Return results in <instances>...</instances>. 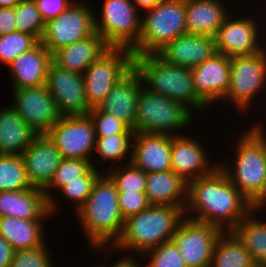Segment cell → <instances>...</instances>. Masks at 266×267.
Here are the masks:
<instances>
[{
	"label": "cell",
	"instance_id": "1",
	"mask_svg": "<svg viewBox=\"0 0 266 267\" xmlns=\"http://www.w3.org/2000/svg\"><path fill=\"white\" fill-rule=\"evenodd\" d=\"M254 208L220 166L188 183L185 215L212 224L223 232L232 231Z\"/></svg>",
	"mask_w": 266,
	"mask_h": 267
},
{
	"label": "cell",
	"instance_id": "2",
	"mask_svg": "<svg viewBox=\"0 0 266 267\" xmlns=\"http://www.w3.org/2000/svg\"><path fill=\"white\" fill-rule=\"evenodd\" d=\"M75 214L92 249H108L121 237L125 220L119 209L118 191L104 172L97 178L89 197Z\"/></svg>",
	"mask_w": 266,
	"mask_h": 267
},
{
	"label": "cell",
	"instance_id": "3",
	"mask_svg": "<svg viewBox=\"0 0 266 267\" xmlns=\"http://www.w3.org/2000/svg\"><path fill=\"white\" fill-rule=\"evenodd\" d=\"M251 127L237 140L233 168L225 162L219 166L251 204L263 210L266 207V133L262 123Z\"/></svg>",
	"mask_w": 266,
	"mask_h": 267
},
{
	"label": "cell",
	"instance_id": "4",
	"mask_svg": "<svg viewBox=\"0 0 266 267\" xmlns=\"http://www.w3.org/2000/svg\"><path fill=\"white\" fill-rule=\"evenodd\" d=\"M185 217L181 207L151 204L124 222L121 237L112 248L120 251L133 250L140 256L172 240L173 234Z\"/></svg>",
	"mask_w": 266,
	"mask_h": 267
},
{
	"label": "cell",
	"instance_id": "5",
	"mask_svg": "<svg viewBox=\"0 0 266 267\" xmlns=\"http://www.w3.org/2000/svg\"><path fill=\"white\" fill-rule=\"evenodd\" d=\"M134 68L150 92L176 101L190 112L191 108L194 110L208 108L195 92L190 69L166 63L157 54L134 56Z\"/></svg>",
	"mask_w": 266,
	"mask_h": 267
},
{
	"label": "cell",
	"instance_id": "6",
	"mask_svg": "<svg viewBox=\"0 0 266 267\" xmlns=\"http://www.w3.org/2000/svg\"><path fill=\"white\" fill-rule=\"evenodd\" d=\"M141 17L138 55L156 54L175 38L186 34V1L164 0Z\"/></svg>",
	"mask_w": 266,
	"mask_h": 267
},
{
	"label": "cell",
	"instance_id": "7",
	"mask_svg": "<svg viewBox=\"0 0 266 267\" xmlns=\"http://www.w3.org/2000/svg\"><path fill=\"white\" fill-rule=\"evenodd\" d=\"M191 119L192 113L183 105L163 95L150 92L145 86L142 87L137 102L135 132L180 135L175 131L188 127L192 122Z\"/></svg>",
	"mask_w": 266,
	"mask_h": 267
},
{
	"label": "cell",
	"instance_id": "8",
	"mask_svg": "<svg viewBox=\"0 0 266 267\" xmlns=\"http://www.w3.org/2000/svg\"><path fill=\"white\" fill-rule=\"evenodd\" d=\"M98 18L94 14L95 32L112 48H126L138 56L141 15L132 0H104Z\"/></svg>",
	"mask_w": 266,
	"mask_h": 267
},
{
	"label": "cell",
	"instance_id": "9",
	"mask_svg": "<svg viewBox=\"0 0 266 267\" xmlns=\"http://www.w3.org/2000/svg\"><path fill=\"white\" fill-rule=\"evenodd\" d=\"M134 67L133 52L110 47L83 74L88 105L97 107L117 82Z\"/></svg>",
	"mask_w": 266,
	"mask_h": 267
},
{
	"label": "cell",
	"instance_id": "10",
	"mask_svg": "<svg viewBox=\"0 0 266 267\" xmlns=\"http://www.w3.org/2000/svg\"><path fill=\"white\" fill-rule=\"evenodd\" d=\"M265 85V86H264ZM266 88V47L253 55L230 58V79L227 95L223 100L233 102L241 111L254 102L256 95ZM244 110V111H243Z\"/></svg>",
	"mask_w": 266,
	"mask_h": 267
},
{
	"label": "cell",
	"instance_id": "11",
	"mask_svg": "<svg viewBox=\"0 0 266 267\" xmlns=\"http://www.w3.org/2000/svg\"><path fill=\"white\" fill-rule=\"evenodd\" d=\"M95 12L87 3L75 1L59 16L45 23L40 42L53 54L58 49L95 33Z\"/></svg>",
	"mask_w": 266,
	"mask_h": 267
},
{
	"label": "cell",
	"instance_id": "12",
	"mask_svg": "<svg viewBox=\"0 0 266 267\" xmlns=\"http://www.w3.org/2000/svg\"><path fill=\"white\" fill-rule=\"evenodd\" d=\"M45 135L62 158L90 160L97 168L91 156L95 152L96 135L89 115L61 116Z\"/></svg>",
	"mask_w": 266,
	"mask_h": 267
},
{
	"label": "cell",
	"instance_id": "13",
	"mask_svg": "<svg viewBox=\"0 0 266 267\" xmlns=\"http://www.w3.org/2000/svg\"><path fill=\"white\" fill-rule=\"evenodd\" d=\"M223 231L208 223L184 217L172 241L187 267H210L214 245Z\"/></svg>",
	"mask_w": 266,
	"mask_h": 267
},
{
	"label": "cell",
	"instance_id": "14",
	"mask_svg": "<svg viewBox=\"0 0 266 267\" xmlns=\"http://www.w3.org/2000/svg\"><path fill=\"white\" fill-rule=\"evenodd\" d=\"M46 87L61 116L88 115L83 75L61 68L51 61L47 70Z\"/></svg>",
	"mask_w": 266,
	"mask_h": 267
},
{
	"label": "cell",
	"instance_id": "15",
	"mask_svg": "<svg viewBox=\"0 0 266 267\" xmlns=\"http://www.w3.org/2000/svg\"><path fill=\"white\" fill-rule=\"evenodd\" d=\"M13 100L12 106L38 135H45L61 117L46 85L13 89Z\"/></svg>",
	"mask_w": 266,
	"mask_h": 267
},
{
	"label": "cell",
	"instance_id": "16",
	"mask_svg": "<svg viewBox=\"0 0 266 267\" xmlns=\"http://www.w3.org/2000/svg\"><path fill=\"white\" fill-rule=\"evenodd\" d=\"M232 18L228 15L215 35L217 52L232 58L253 55L266 47L260 43L262 33H259L260 28L256 18L250 16Z\"/></svg>",
	"mask_w": 266,
	"mask_h": 267
},
{
	"label": "cell",
	"instance_id": "17",
	"mask_svg": "<svg viewBox=\"0 0 266 267\" xmlns=\"http://www.w3.org/2000/svg\"><path fill=\"white\" fill-rule=\"evenodd\" d=\"M184 135L172 136L171 170L189 183L209 175L219 166V163L210 164L205 147L194 137Z\"/></svg>",
	"mask_w": 266,
	"mask_h": 267
},
{
	"label": "cell",
	"instance_id": "18",
	"mask_svg": "<svg viewBox=\"0 0 266 267\" xmlns=\"http://www.w3.org/2000/svg\"><path fill=\"white\" fill-rule=\"evenodd\" d=\"M197 95L210 107L223 101L229 89L230 58L217 52L201 65L191 69Z\"/></svg>",
	"mask_w": 266,
	"mask_h": 267
},
{
	"label": "cell",
	"instance_id": "19",
	"mask_svg": "<svg viewBox=\"0 0 266 267\" xmlns=\"http://www.w3.org/2000/svg\"><path fill=\"white\" fill-rule=\"evenodd\" d=\"M139 72L133 67L97 105V108L113 115L135 132V117L139 93L144 85Z\"/></svg>",
	"mask_w": 266,
	"mask_h": 267
},
{
	"label": "cell",
	"instance_id": "20",
	"mask_svg": "<svg viewBox=\"0 0 266 267\" xmlns=\"http://www.w3.org/2000/svg\"><path fill=\"white\" fill-rule=\"evenodd\" d=\"M216 53L215 37L186 33L169 42L156 54L166 63L191 70Z\"/></svg>",
	"mask_w": 266,
	"mask_h": 267
},
{
	"label": "cell",
	"instance_id": "21",
	"mask_svg": "<svg viewBox=\"0 0 266 267\" xmlns=\"http://www.w3.org/2000/svg\"><path fill=\"white\" fill-rule=\"evenodd\" d=\"M32 187L44 190L63 159L46 135H38L21 155Z\"/></svg>",
	"mask_w": 266,
	"mask_h": 267
},
{
	"label": "cell",
	"instance_id": "22",
	"mask_svg": "<svg viewBox=\"0 0 266 267\" xmlns=\"http://www.w3.org/2000/svg\"><path fill=\"white\" fill-rule=\"evenodd\" d=\"M172 136L135 132L131 162L145 173L171 170Z\"/></svg>",
	"mask_w": 266,
	"mask_h": 267
},
{
	"label": "cell",
	"instance_id": "23",
	"mask_svg": "<svg viewBox=\"0 0 266 267\" xmlns=\"http://www.w3.org/2000/svg\"><path fill=\"white\" fill-rule=\"evenodd\" d=\"M50 215L49 201L42 189L32 187L26 190L0 192V217L43 220Z\"/></svg>",
	"mask_w": 266,
	"mask_h": 267
},
{
	"label": "cell",
	"instance_id": "24",
	"mask_svg": "<svg viewBox=\"0 0 266 267\" xmlns=\"http://www.w3.org/2000/svg\"><path fill=\"white\" fill-rule=\"evenodd\" d=\"M51 61L52 54L41 42L19 55L8 65L13 89L46 85L47 70Z\"/></svg>",
	"mask_w": 266,
	"mask_h": 267
},
{
	"label": "cell",
	"instance_id": "25",
	"mask_svg": "<svg viewBox=\"0 0 266 267\" xmlns=\"http://www.w3.org/2000/svg\"><path fill=\"white\" fill-rule=\"evenodd\" d=\"M186 32L215 37L225 18L231 14L222 0H185Z\"/></svg>",
	"mask_w": 266,
	"mask_h": 267
},
{
	"label": "cell",
	"instance_id": "26",
	"mask_svg": "<svg viewBox=\"0 0 266 267\" xmlns=\"http://www.w3.org/2000/svg\"><path fill=\"white\" fill-rule=\"evenodd\" d=\"M109 48L104 39L95 32L84 40L58 49L52 54V61L61 68L83 75Z\"/></svg>",
	"mask_w": 266,
	"mask_h": 267
},
{
	"label": "cell",
	"instance_id": "27",
	"mask_svg": "<svg viewBox=\"0 0 266 267\" xmlns=\"http://www.w3.org/2000/svg\"><path fill=\"white\" fill-rule=\"evenodd\" d=\"M188 183L172 170L146 173L145 194L150 204L181 207L187 205Z\"/></svg>",
	"mask_w": 266,
	"mask_h": 267
},
{
	"label": "cell",
	"instance_id": "28",
	"mask_svg": "<svg viewBox=\"0 0 266 267\" xmlns=\"http://www.w3.org/2000/svg\"><path fill=\"white\" fill-rule=\"evenodd\" d=\"M37 136L12 105L0 109V154L22 155Z\"/></svg>",
	"mask_w": 266,
	"mask_h": 267
},
{
	"label": "cell",
	"instance_id": "29",
	"mask_svg": "<svg viewBox=\"0 0 266 267\" xmlns=\"http://www.w3.org/2000/svg\"><path fill=\"white\" fill-rule=\"evenodd\" d=\"M43 220H24L16 217H0V235L14 251L42 246L44 237Z\"/></svg>",
	"mask_w": 266,
	"mask_h": 267
},
{
	"label": "cell",
	"instance_id": "30",
	"mask_svg": "<svg viewBox=\"0 0 266 267\" xmlns=\"http://www.w3.org/2000/svg\"><path fill=\"white\" fill-rule=\"evenodd\" d=\"M257 210L260 209L255 207L232 232L243 243L254 263L262 265L266 264V221L255 217Z\"/></svg>",
	"mask_w": 266,
	"mask_h": 267
},
{
	"label": "cell",
	"instance_id": "31",
	"mask_svg": "<svg viewBox=\"0 0 266 267\" xmlns=\"http://www.w3.org/2000/svg\"><path fill=\"white\" fill-rule=\"evenodd\" d=\"M210 267H256L243 243L232 232H222L218 237Z\"/></svg>",
	"mask_w": 266,
	"mask_h": 267
},
{
	"label": "cell",
	"instance_id": "32",
	"mask_svg": "<svg viewBox=\"0 0 266 267\" xmlns=\"http://www.w3.org/2000/svg\"><path fill=\"white\" fill-rule=\"evenodd\" d=\"M92 163L90 160L63 158L60 165L56 169L50 184L43 190L49 201V212H56L57 202L54 196L51 195V190L59 191L68 181L78 180V177L83 176L90 168Z\"/></svg>",
	"mask_w": 266,
	"mask_h": 267
},
{
	"label": "cell",
	"instance_id": "33",
	"mask_svg": "<svg viewBox=\"0 0 266 267\" xmlns=\"http://www.w3.org/2000/svg\"><path fill=\"white\" fill-rule=\"evenodd\" d=\"M32 188L21 155L0 154V192Z\"/></svg>",
	"mask_w": 266,
	"mask_h": 267
},
{
	"label": "cell",
	"instance_id": "34",
	"mask_svg": "<svg viewBox=\"0 0 266 267\" xmlns=\"http://www.w3.org/2000/svg\"><path fill=\"white\" fill-rule=\"evenodd\" d=\"M133 137L134 134H113L105 137H96L95 154L97 153L102 158L96 163L110 160V163L112 162L110 167H112L116 161L117 163L119 161L124 162L123 159L127 157H129L127 162H131Z\"/></svg>",
	"mask_w": 266,
	"mask_h": 267
},
{
	"label": "cell",
	"instance_id": "35",
	"mask_svg": "<svg viewBox=\"0 0 266 267\" xmlns=\"http://www.w3.org/2000/svg\"><path fill=\"white\" fill-rule=\"evenodd\" d=\"M40 41L29 33L10 32L0 36V62L9 65L24 52L34 48Z\"/></svg>",
	"mask_w": 266,
	"mask_h": 267
},
{
	"label": "cell",
	"instance_id": "36",
	"mask_svg": "<svg viewBox=\"0 0 266 267\" xmlns=\"http://www.w3.org/2000/svg\"><path fill=\"white\" fill-rule=\"evenodd\" d=\"M117 168V169H116ZM109 169L106 173L116 185L118 192H145L146 173L132 162Z\"/></svg>",
	"mask_w": 266,
	"mask_h": 267
},
{
	"label": "cell",
	"instance_id": "37",
	"mask_svg": "<svg viewBox=\"0 0 266 267\" xmlns=\"http://www.w3.org/2000/svg\"><path fill=\"white\" fill-rule=\"evenodd\" d=\"M15 24L17 31L34 35L40 41L45 22L34 0H22L15 7Z\"/></svg>",
	"mask_w": 266,
	"mask_h": 267
},
{
	"label": "cell",
	"instance_id": "38",
	"mask_svg": "<svg viewBox=\"0 0 266 267\" xmlns=\"http://www.w3.org/2000/svg\"><path fill=\"white\" fill-rule=\"evenodd\" d=\"M101 173L99 168L92 166L83 176L78 177V180L68 181L59 190V193H62L67 200L74 202L75 210L78 211L89 197L92 187Z\"/></svg>",
	"mask_w": 266,
	"mask_h": 267
},
{
	"label": "cell",
	"instance_id": "39",
	"mask_svg": "<svg viewBox=\"0 0 266 267\" xmlns=\"http://www.w3.org/2000/svg\"><path fill=\"white\" fill-rule=\"evenodd\" d=\"M141 256L143 258L149 257V260L146 259L148 262L145 267H187L180 251L172 240L160 244Z\"/></svg>",
	"mask_w": 266,
	"mask_h": 267
},
{
	"label": "cell",
	"instance_id": "40",
	"mask_svg": "<svg viewBox=\"0 0 266 267\" xmlns=\"http://www.w3.org/2000/svg\"><path fill=\"white\" fill-rule=\"evenodd\" d=\"M88 115L93 122L96 137L135 133L124 122L109 113L100 111L97 107L92 108Z\"/></svg>",
	"mask_w": 266,
	"mask_h": 267
},
{
	"label": "cell",
	"instance_id": "41",
	"mask_svg": "<svg viewBox=\"0 0 266 267\" xmlns=\"http://www.w3.org/2000/svg\"><path fill=\"white\" fill-rule=\"evenodd\" d=\"M46 243L33 249L14 251L9 267H53Z\"/></svg>",
	"mask_w": 266,
	"mask_h": 267
},
{
	"label": "cell",
	"instance_id": "42",
	"mask_svg": "<svg viewBox=\"0 0 266 267\" xmlns=\"http://www.w3.org/2000/svg\"><path fill=\"white\" fill-rule=\"evenodd\" d=\"M118 204L124 220L151 205L145 192H118Z\"/></svg>",
	"mask_w": 266,
	"mask_h": 267
},
{
	"label": "cell",
	"instance_id": "43",
	"mask_svg": "<svg viewBox=\"0 0 266 267\" xmlns=\"http://www.w3.org/2000/svg\"><path fill=\"white\" fill-rule=\"evenodd\" d=\"M42 19L48 22L63 13L73 0H34Z\"/></svg>",
	"mask_w": 266,
	"mask_h": 267
},
{
	"label": "cell",
	"instance_id": "44",
	"mask_svg": "<svg viewBox=\"0 0 266 267\" xmlns=\"http://www.w3.org/2000/svg\"><path fill=\"white\" fill-rule=\"evenodd\" d=\"M17 31L15 8H0V36Z\"/></svg>",
	"mask_w": 266,
	"mask_h": 267
},
{
	"label": "cell",
	"instance_id": "45",
	"mask_svg": "<svg viewBox=\"0 0 266 267\" xmlns=\"http://www.w3.org/2000/svg\"><path fill=\"white\" fill-rule=\"evenodd\" d=\"M14 250L4 237L0 235V267H9Z\"/></svg>",
	"mask_w": 266,
	"mask_h": 267
},
{
	"label": "cell",
	"instance_id": "46",
	"mask_svg": "<svg viewBox=\"0 0 266 267\" xmlns=\"http://www.w3.org/2000/svg\"><path fill=\"white\" fill-rule=\"evenodd\" d=\"M134 259V255L124 256L120 261L118 260L115 264H112L113 266L108 265L107 267H141V264Z\"/></svg>",
	"mask_w": 266,
	"mask_h": 267
},
{
	"label": "cell",
	"instance_id": "47",
	"mask_svg": "<svg viewBox=\"0 0 266 267\" xmlns=\"http://www.w3.org/2000/svg\"><path fill=\"white\" fill-rule=\"evenodd\" d=\"M164 0H132L133 4L136 6L137 9L147 10L152 8L157 3L162 2Z\"/></svg>",
	"mask_w": 266,
	"mask_h": 267
},
{
	"label": "cell",
	"instance_id": "48",
	"mask_svg": "<svg viewBox=\"0 0 266 267\" xmlns=\"http://www.w3.org/2000/svg\"><path fill=\"white\" fill-rule=\"evenodd\" d=\"M22 0H0V8H15Z\"/></svg>",
	"mask_w": 266,
	"mask_h": 267
},
{
	"label": "cell",
	"instance_id": "49",
	"mask_svg": "<svg viewBox=\"0 0 266 267\" xmlns=\"http://www.w3.org/2000/svg\"><path fill=\"white\" fill-rule=\"evenodd\" d=\"M256 267H266V264L256 265Z\"/></svg>",
	"mask_w": 266,
	"mask_h": 267
},
{
	"label": "cell",
	"instance_id": "50",
	"mask_svg": "<svg viewBox=\"0 0 266 267\" xmlns=\"http://www.w3.org/2000/svg\"><path fill=\"white\" fill-rule=\"evenodd\" d=\"M92 267H107V266L106 265H101V266L100 265H98V266L95 265V266H92Z\"/></svg>",
	"mask_w": 266,
	"mask_h": 267
}]
</instances>
